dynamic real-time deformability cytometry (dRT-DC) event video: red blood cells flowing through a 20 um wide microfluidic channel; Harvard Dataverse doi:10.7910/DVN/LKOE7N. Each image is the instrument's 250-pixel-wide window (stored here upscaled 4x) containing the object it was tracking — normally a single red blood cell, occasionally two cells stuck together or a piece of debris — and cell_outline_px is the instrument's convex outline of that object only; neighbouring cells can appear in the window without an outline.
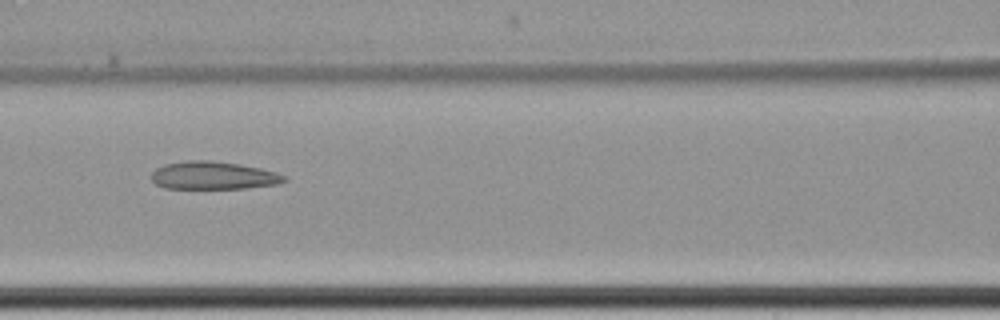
{"species": "common noctule bat (a hibernating species)", "species_latin": "Nyctalus noctula", "temperature_condition": "cold", "stored_images_in_passage": 14, "camera_frame_rate_fps": 3000, "um_per_image_px": 0.085, "animal": {"sex": "female", "body_mass_g": 22.7, "forearm_length_mm": 54.2}, "frame": {"image": 1, "passage_image": 7, "time_ms": 8.667, "image_size_px": [1000, 320], "cell_outline_px": [[288, 180], [280, 184], [248, 188], [164, 188], [156, 184], [152, 180], [152, 172], [156, 168], [164, 164], [188, 160], [212, 160], [240, 164], [260, 168], [276, 172], [288, 176]], "centroid_in_image_um": [18.18, 14.91], "position_along_channel_um": 148.4, "area_um2": 21.79}}
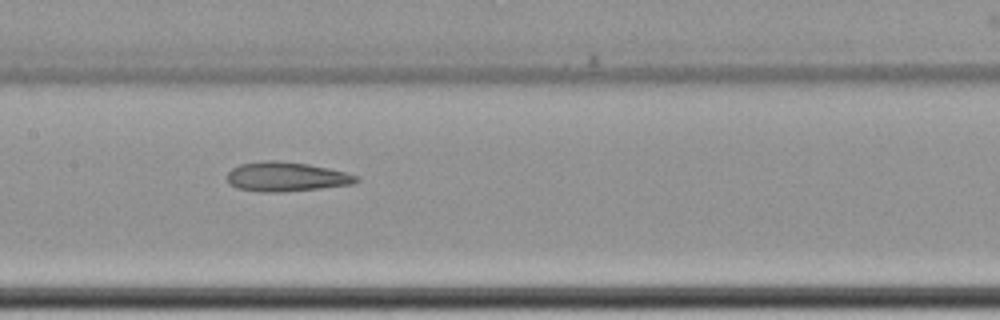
{"frame": {"image": 2, "passage_image": 8, "time_ms": 9.667, "image_size_px": [1000, 320], "cell_outline_px": [[360, 180], [352, 184], [320, 188], [280, 192], [260, 192], [236, 188], [228, 184], [228, 172], [232, 168], [240, 164], [264, 160], [276, 160], [308, 164], [328, 168], [360, 176]], "centroid_in_image_um": [24.31, 15.02], "position_along_channel_um": 183.1, "area_um2": 22.2}}
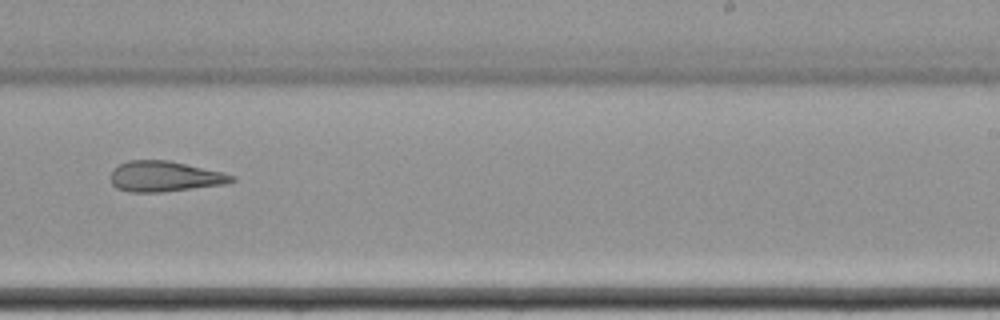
{"frame": {"image": 3, "passage_image": 10, "time_ms": 12.333, "image_size_px": [1000, 320], "cell_outline_px": [[236, 180], [228, 184], [160, 192], [128, 192], [116, 188], [112, 184], [108, 176], [120, 164], [128, 160], [168, 160], [220, 172], [236, 176]], "centroid_in_image_um": [13.98, 15.01], "position_along_channel_um": 275.0, "area_um2": 21.5}, "authors_computed_cell_mechanics": {"area_um2": 23.0333, "velocity_mm_per_s": 3.4723, "shape_relaxation_time_tau1_ms": null, "shape_relaxation_time_tau2_ms": 4.2978, "deformation_change_tau1": null, "deformation_change_tau2": 0.1188}}